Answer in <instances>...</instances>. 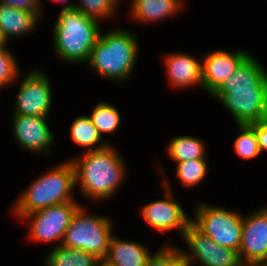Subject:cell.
<instances>
[{"mask_svg":"<svg viewBox=\"0 0 267 266\" xmlns=\"http://www.w3.org/2000/svg\"><path fill=\"white\" fill-rule=\"evenodd\" d=\"M232 114L236 124L267 118V71L250 53L211 95Z\"/></svg>","mask_w":267,"mask_h":266,"instance_id":"1","label":"cell"},{"mask_svg":"<svg viewBox=\"0 0 267 266\" xmlns=\"http://www.w3.org/2000/svg\"><path fill=\"white\" fill-rule=\"evenodd\" d=\"M80 156V157H79ZM69 158L75 170L76 187L88 199H110L126 179L127 165L114 145Z\"/></svg>","mask_w":267,"mask_h":266,"instance_id":"2","label":"cell"},{"mask_svg":"<svg viewBox=\"0 0 267 266\" xmlns=\"http://www.w3.org/2000/svg\"><path fill=\"white\" fill-rule=\"evenodd\" d=\"M136 37L128 29L101 31L86 64L106 80L123 83L135 71L139 57L140 45Z\"/></svg>","mask_w":267,"mask_h":266,"instance_id":"3","label":"cell"},{"mask_svg":"<svg viewBox=\"0 0 267 266\" xmlns=\"http://www.w3.org/2000/svg\"><path fill=\"white\" fill-rule=\"evenodd\" d=\"M101 30L99 20L80 10H60L52 30L54 52L67 64H86Z\"/></svg>","mask_w":267,"mask_h":266,"instance_id":"4","label":"cell"},{"mask_svg":"<svg viewBox=\"0 0 267 266\" xmlns=\"http://www.w3.org/2000/svg\"><path fill=\"white\" fill-rule=\"evenodd\" d=\"M75 187V170L68 159L30 183L17 197V201L12 206V214L19 220L26 214L52 205L76 201L72 193Z\"/></svg>","mask_w":267,"mask_h":266,"instance_id":"5","label":"cell"},{"mask_svg":"<svg viewBox=\"0 0 267 266\" xmlns=\"http://www.w3.org/2000/svg\"><path fill=\"white\" fill-rule=\"evenodd\" d=\"M86 212L81 205L65 230L62 246L84 250L98 259L106 258L113 235L111 218Z\"/></svg>","mask_w":267,"mask_h":266,"instance_id":"6","label":"cell"},{"mask_svg":"<svg viewBox=\"0 0 267 266\" xmlns=\"http://www.w3.org/2000/svg\"><path fill=\"white\" fill-rule=\"evenodd\" d=\"M191 223L220 246L239 252L243 214L238 211L200 202L195 208Z\"/></svg>","mask_w":267,"mask_h":266,"instance_id":"7","label":"cell"},{"mask_svg":"<svg viewBox=\"0 0 267 266\" xmlns=\"http://www.w3.org/2000/svg\"><path fill=\"white\" fill-rule=\"evenodd\" d=\"M81 206L77 201L64 202L24 215L20 220L29 222L28 237L32 242L62 244L65 230Z\"/></svg>","mask_w":267,"mask_h":266,"instance_id":"8","label":"cell"},{"mask_svg":"<svg viewBox=\"0 0 267 266\" xmlns=\"http://www.w3.org/2000/svg\"><path fill=\"white\" fill-rule=\"evenodd\" d=\"M181 238L188 249H181L184 264L187 266H241L242 264L237 251L220 246L192 223L188 225Z\"/></svg>","mask_w":267,"mask_h":266,"instance_id":"9","label":"cell"},{"mask_svg":"<svg viewBox=\"0 0 267 266\" xmlns=\"http://www.w3.org/2000/svg\"><path fill=\"white\" fill-rule=\"evenodd\" d=\"M32 69L20 79L12 114L49 117L53 98L49 75L37 67Z\"/></svg>","mask_w":267,"mask_h":266,"instance_id":"10","label":"cell"},{"mask_svg":"<svg viewBox=\"0 0 267 266\" xmlns=\"http://www.w3.org/2000/svg\"><path fill=\"white\" fill-rule=\"evenodd\" d=\"M162 174V187L165 198L151 201L144 205L141 209V216H143L148 225L157 231L164 233L173 229L178 231L182 237L191 223V218L187 216L182 206L174 199V191L170 186V182L165 173L163 172Z\"/></svg>","mask_w":267,"mask_h":266,"instance_id":"11","label":"cell"},{"mask_svg":"<svg viewBox=\"0 0 267 266\" xmlns=\"http://www.w3.org/2000/svg\"><path fill=\"white\" fill-rule=\"evenodd\" d=\"M13 136L23 150L32 153H51L54 134L49 128L48 117L12 114Z\"/></svg>","mask_w":267,"mask_h":266,"instance_id":"12","label":"cell"},{"mask_svg":"<svg viewBox=\"0 0 267 266\" xmlns=\"http://www.w3.org/2000/svg\"><path fill=\"white\" fill-rule=\"evenodd\" d=\"M249 52L218 49L205 54L201 59L202 89L211 96L236 71Z\"/></svg>","mask_w":267,"mask_h":266,"instance_id":"13","label":"cell"},{"mask_svg":"<svg viewBox=\"0 0 267 266\" xmlns=\"http://www.w3.org/2000/svg\"><path fill=\"white\" fill-rule=\"evenodd\" d=\"M241 263L267 260V207L243 215L238 252Z\"/></svg>","mask_w":267,"mask_h":266,"instance_id":"14","label":"cell"},{"mask_svg":"<svg viewBox=\"0 0 267 266\" xmlns=\"http://www.w3.org/2000/svg\"><path fill=\"white\" fill-rule=\"evenodd\" d=\"M168 83L172 89H186L196 85L202 88V61L185 52L164 56Z\"/></svg>","mask_w":267,"mask_h":266,"instance_id":"15","label":"cell"},{"mask_svg":"<svg viewBox=\"0 0 267 266\" xmlns=\"http://www.w3.org/2000/svg\"><path fill=\"white\" fill-rule=\"evenodd\" d=\"M129 16L134 21L153 23L176 17L186 6L184 0H130Z\"/></svg>","mask_w":267,"mask_h":266,"instance_id":"16","label":"cell"},{"mask_svg":"<svg viewBox=\"0 0 267 266\" xmlns=\"http://www.w3.org/2000/svg\"><path fill=\"white\" fill-rule=\"evenodd\" d=\"M151 254L140 242L116 238L113 234L105 259L116 266H146Z\"/></svg>","mask_w":267,"mask_h":266,"instance_id":"17","label":"cell"},{"mask_svg":"<svg viewBox=\"0 0 267 266\" xmlns=\"http://www.w3.org/2000/svg\"><path fill=\"white\" fill-rule=\"evenodd\" d=\"M41 21L36 13L0 5V29L8 42L32 32Z\"/></svg>","mask_w":267,"mask_h":266,"instance_id":"18","label":"cell"},{"mask_svg":"<svg viewBox=\"0 0 267 266\" xmlns=\"http://www.w3.org/2000/svg\"><path fill=\"white\" fill-rule=\"evenodd\" d=\"M69 130L72 141L84 148V152L98 150L110 144L102 138L88 115L76 117Z\"/></svg>","mask_w":267,"mask_h":266,"instance_id":"19","label":"cell"},{"mask_svg":"<svg viewBox=\"0 0 267 266\" xmlns=\"http://www.w3.org/2000/svg\"><path fill=\"white\" fill-rule=\"evenodd\" d=\"M167 156L174 162H184L194 159H206L205 142L195 136L181 135L170 140L167 145Z\"/></svg>","mask_w":267,"mask_h":266,"instance_id":"20","label":"cell"},{"mask_svg":"<svg viewBox=\"0 0 267 266\" xmlns=\"http://www.w3.org/2000/svg\"><path fill=\"white\" fill-rule=\"evenodd\" d=\"M44 258L45 266H97L99 261L91 253L62 245L53 247Z\"/></svg>","mask_w":267,"mask_h":266,"instance_id":"21","label":"cell"},{"mask_svg":"<svg viewBox=\"0 0 267 266\" xmlns=\"http://www.w3.org/2000/svg\"><path fill=\"white\" fill-rule=\"evenodd\" d=\"M97 128L99 134H115L120 126L121 116L119 110L111 103L100 101L93 107L90 115H88Z\"/></svg>","mask_w":267,"mask_h":266,"instance_id":"22","label":"cell"},{"mask_svg":"<svg viewBox=\"0 0 267 266\" xmlns=\"http://www.w3.org/2000/svg\"><path fill=\"white\" fill-rule=\"evenodd\" d=\"M176 179H179L183 187L193 188L204 181L208 173L207 159H194L184 162H175Z\"/></svg>","mask_w":267,"mask_h":266,"instance_id":"23","label":"cell"},{"mask_svg":"<svg viewBox=\"0 0 267 266\" xmlns=\"http://www.w3.org/2000/svg\"><path fill=\"white\" fill-rule=\"evenodd\" d=\"M75 9L80 10L86 16L99 21L108 20L117 15L122 0H77ZM108 18V19H107Z\"/></svg>","mask_w":267,"mask_h":266,"instance_id":"24","label":"cell"},{"mask_svg":"<svg viewBox=\"0 0 267 266\" xmlns=\"http://www.w3.org/2000/svg\"><path fill=\"white\" fill-rule=\"evenodd\" d=\"M237 127L239 129L238 136L233 142L236 155L245 160L258 157L261 153L254 134V123L237 124Z\"/></svg>","mask_w":267,"mask_h":266,"instance_id":"25","label":"cell"},{"mask_svg":"<svg viewBox=\"0 0 267 266\" xmlns=\"http://www.w3.org/2000/svg\"><path fill=\"white\" fill-rule=\"evenodd\" d=\"M14 54L7 47L0 48V89L17 82L21 72Z\"/></svg>","mask_w":267,"mask_h":266,"instance_id":"26","label":"cell"},{"mask_svg":"<svg viewBox=\"0 0 267 266\" xmlns=\"http://www.w3.org/2000/svg\"><path fill=\"white\" fill-rule=\"evenodd\" d=\"M167 242L157 252L150 255L146 266H182L183 254L179 246Z\"/></svg>","mask_w":267,"mask_h":266,"instance_id":"27","label":"cell"},{"mask_svg":"<svg viewBox=\"0 0 267 266\" xmlns=\"http://www.w3.org/2000/svg\"><path fill=\"white\" fill-rule=\"evenodd\" d=\"M0 5H6L18 10L36 13L42 19L41 0H0Z\"/></svg>","mask_w":267,"mask_h":266,"instance_id":"28","label":"cell"},{"mask_svg":"<svg viewBox=\"0 0 267 266\" xmlns=\"http://www.w3.org/2000/svg\"><path fill=\"white\" fill-rule=\"evenodd\" d=\"M254 134L258 141L260 153L267 151V118L254 122Z\"/></svg>","mask_w":267,"mask_h":266,"instance_id":"29","label":"cell"},{"mask_svg":"<svg viewBox=\"0 0 267 266\" xmlns=\"http://www.w3.org/2000/svg\"><path fill=\"white\" fill-rule=\"evenodd\" d=\"M55 2H61L63 3V7L61 10H67V9H74L75 8V1L70 0H53Z\"/></svg>","mask_w":267,"mask_h":266,"instance_id":"30","label":"cell"},{"mask_svg":"<svg viewBox=\"0 0 267 266\" xmlns=\"http://www.w3.org/2000/svg\"><path fill=\"white\" fill-rule=\"evenodd\" d=\"M241 266H267V260H255L242 263Z\"/></svg>","mask_w":267,"mask_h":266,"instance_id":"31","label":"cell"},{"mask_svg":"<svg viewBox=\"0 0 267 266\" xmlns=\"http://www.w3.org/2000/svg\"><path fill=\"white\" fill-rule=\"evenodd\" d=\"M7 39L4 37L3 33L1 32V29H0V48L2 47H8L7 46Z\"/></svg>","mask_w":267,"mask_h":266,"instance_id":"32","label":"cell"},{"mask_svg":"<svg viewBox=\"0 0 267 266\" xmlns=\"http://www.w3.org/2000/svg\"><path fill=\"white\" fill-rule=\"evenodd\" d=\"M97 266H116V265H113L104 258V259H99Z\"/></svg>","mask_w":267,"mask_h":266,"instance_id":"33","label":"cell"}]
</instances>
